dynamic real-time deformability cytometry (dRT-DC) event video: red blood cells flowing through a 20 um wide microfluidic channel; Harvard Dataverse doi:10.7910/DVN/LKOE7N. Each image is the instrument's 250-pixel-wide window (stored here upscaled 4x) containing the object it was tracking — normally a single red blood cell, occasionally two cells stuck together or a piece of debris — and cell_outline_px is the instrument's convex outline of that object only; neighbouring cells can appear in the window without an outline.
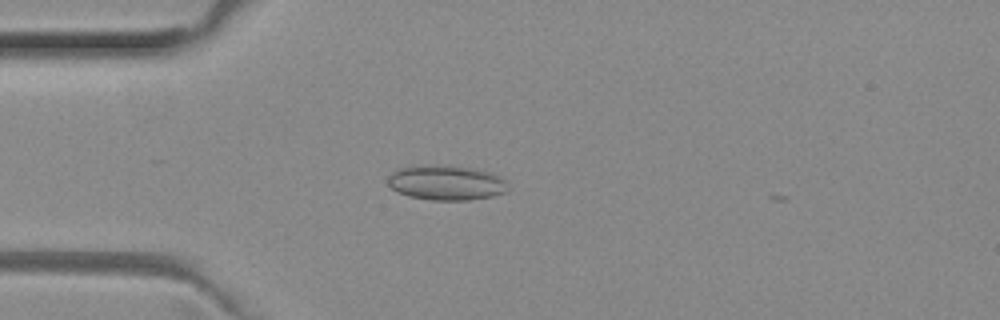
{"species": "common noctule bat (a hibernating species)", "species_latin": "Nyctalus noctula", "temperature_condition": "room temperature", "stored_images_in_passage": 14, "camera_frame_rate_fps": 3000, "um_per_image_px": 0.085, "animal": {"sex": "female", "body_mass_g": 29.2, "forearm_length_mm": 56.3}, "frame": {"image": 1, "passage_image": 13, "time_ms": 4.0, "image_size_px": [1000, 320], "cell_outline_px": [[508, 192], [492, 196], [468, 200], [432, 200], [408, 196], [396, 192], [388, 184], [388, 176], [392, 172], [400, 168], [432, 164], [468, 168], [492, 172], [500, 176], [504, 180]], "centroid_in_image_um": [37.91, 15.54], "position_along_channel_um": 47.1, "area_um2": 24.33}}